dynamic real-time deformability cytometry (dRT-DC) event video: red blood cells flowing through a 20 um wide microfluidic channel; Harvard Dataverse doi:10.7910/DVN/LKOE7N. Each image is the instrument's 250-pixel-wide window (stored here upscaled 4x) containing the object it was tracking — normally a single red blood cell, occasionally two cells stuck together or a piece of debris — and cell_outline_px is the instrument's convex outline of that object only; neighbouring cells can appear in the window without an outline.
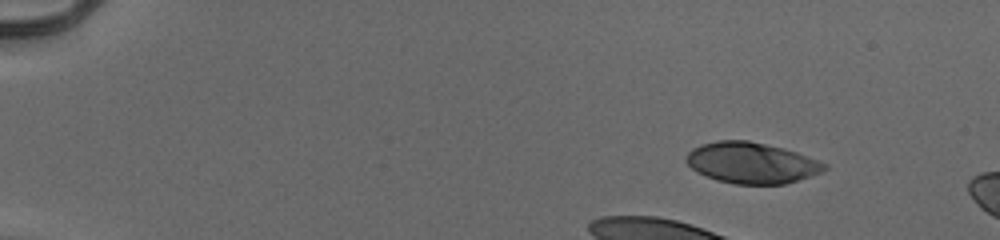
{"species": "human", "species_latin": "Homo sapiens", "temperature_condition": "cold", "stored_images_in_passage": 7, "camera_frame_rate_fps": 3000, "um_per_image_px": 0.085, "donor": {"sex": "male"}, "frame": {"image": 1, "passage_image": 1, "time_ms": 0.0, "image_size_px": [1000, 240], "cell_outline_px": [[828, 168], [824, 172], [784, 184], [736, 184], [716, 180], [696, 172], [684, 160], [688, 152], [692, 148], [700, 144], [716, 140], [748, 140], [784, 148], [796, 152], [828, 164]], "centroid_in_image_um": [63.87, 13.84], "position_along_channel_um": 21.1, "area_um2": 33.23}}